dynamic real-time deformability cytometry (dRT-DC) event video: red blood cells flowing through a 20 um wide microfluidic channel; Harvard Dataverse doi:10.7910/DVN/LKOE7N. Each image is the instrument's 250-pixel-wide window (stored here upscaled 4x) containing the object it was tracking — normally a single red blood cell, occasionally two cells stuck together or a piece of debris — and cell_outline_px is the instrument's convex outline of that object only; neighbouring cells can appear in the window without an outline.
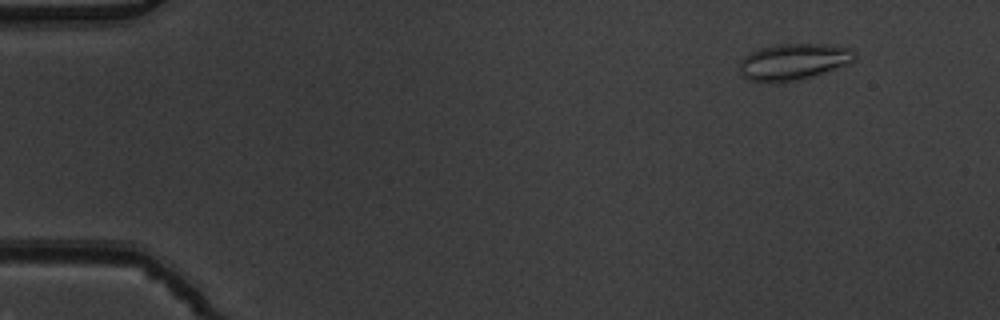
{"species": "common noctule bat (a hibernating species)", "species_latin": "Nyctalus noctula", "temperature_condition": "warm", "stored_images_in_passage": 49, "camera_frame_rate_fps": 3000, "um_per_image_px": 0.085, "animal": {"sex": "male", "body_mass_g": 19.5, "forearm_length_mm": 54.6}, "frame": {"image": 1, "passage_image": 2, "time_ms": 0.333, "image_size_px": [1000, 320], "cell_outline_px": [[856, 56], [848, 64], [800, 80], [780, 84], [772, 84], [748, 80], [740, 76], [740, 64], [744, 56], [760, 48], [776, 44], [824, 44], [852, 48], [856, 52]], "centroid_in_image_um": [67.41, 5.27], "position_along_channel_um": 17.6, "area_um2": 24.8}}
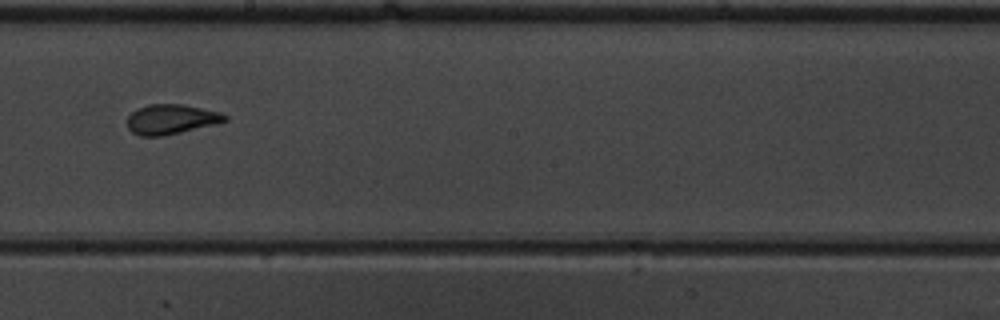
{"frame": {"image": 2, "passage_image": 27, "time_ms": 8.667, "image_size_px": [1000, 320], "cell_outline_px": [[228, 120], [216, 124], [164, 136], [140, 136], [132, 132], [128, 128], [128, 116], [136, 108], [148, 104], [180, 104], [220, 112], [228, 116]], "centroid_in_image_um": [14.54, 10.14], "position_along_channel_um": 233.7, "area_um2": 16.99}}
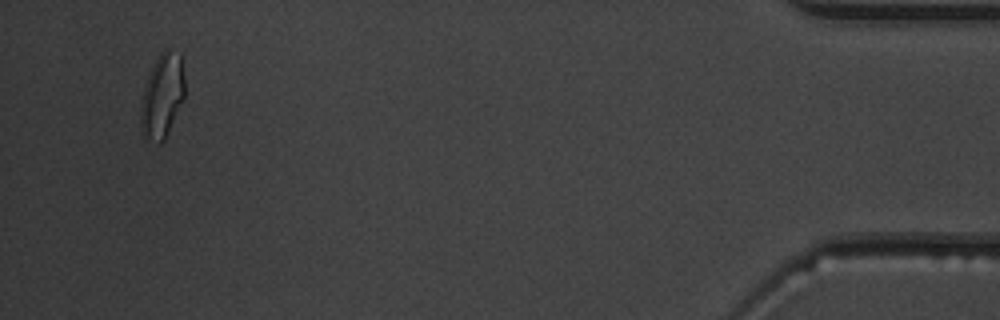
{"frame": {"image": 3, "passage_image": 47, "time_ms": 15.333, "image_size_px": [1000, 320], "cell_outline_px": [[184, 96], [164, 140], [160, 144], [144, 140], [140, 120], [140, 104], [144, 88], [148, 76], [160, 52], [164, 48], [168, 48], [180, 52], [184, 76]], "centroid_in_image_um": [13.77, 8.14], "position_along_channel_um": 421.4, "area_um2": 21.62}, "authors_computed_cell_mechanics": {"area_um2": 17.629, "velocity_mm_per_s": 3.9135, "shape_relaxation_time_tau1_ms": 7.7328, "shape_relaxation_time_tau2_ms": 1.6348, "deformation_change_tau1": 0.2212, "deformation_change_tau2": 0.0896}}